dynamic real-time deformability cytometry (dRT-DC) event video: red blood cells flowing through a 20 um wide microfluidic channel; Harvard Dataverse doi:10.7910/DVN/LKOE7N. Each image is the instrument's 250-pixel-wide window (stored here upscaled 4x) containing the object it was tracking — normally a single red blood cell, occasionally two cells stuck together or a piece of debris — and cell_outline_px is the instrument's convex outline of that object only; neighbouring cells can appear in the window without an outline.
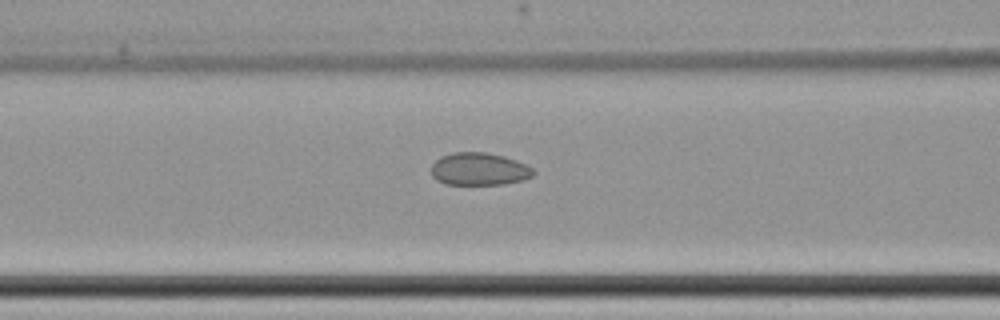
{"species": "common noctule bat (a hibernating species)", "species_latin": "Nyctalus noctula", "temperature_condition": "cold", "stored_images_in_passage": 29, "camera_frame_rate_fps": 3000, "um_per_image_px": 0.085, "animal": {"sex": "female", "body_mass_g": 22.7, "forearm_length_mm": 54.2}, "frame": {"image": 1, "passage_image": 29, "time_ms": 9.333, "image_size_px": [1000, 320], "cell_outline_px": [[536, 172], [532, 176], [524, 180], [504, 184], [444, 184], [436, 180], [432, 176], [432, 164], [440, 156], [452, 152], [484, 152], [504, 156], [516, 160], [532, 168]], "centroid_in_image_um": [40.72, 14.37], "position_along_channel_um": 125.9, "area_um2": 19.48}}